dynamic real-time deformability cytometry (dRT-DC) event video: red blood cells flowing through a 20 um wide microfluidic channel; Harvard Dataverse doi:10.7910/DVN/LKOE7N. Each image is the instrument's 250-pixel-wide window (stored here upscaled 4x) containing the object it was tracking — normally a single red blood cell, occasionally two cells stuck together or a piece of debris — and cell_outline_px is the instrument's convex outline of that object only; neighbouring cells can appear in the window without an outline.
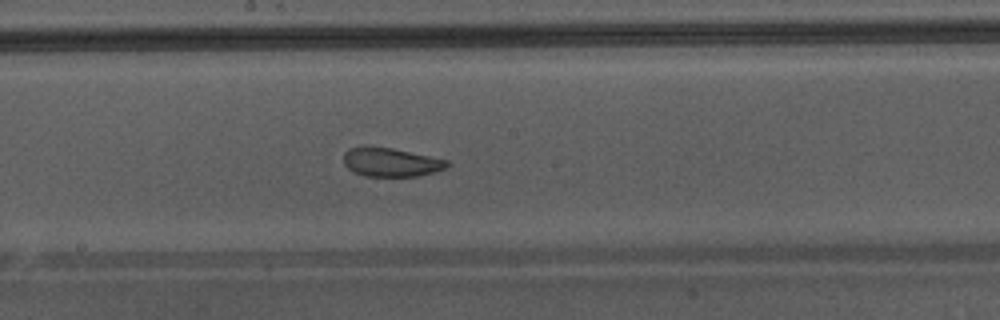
{"species": "Egyptian fruit bat (a non-hibernating species)", "species_latin": "Rousettus aegyptiacus", "temperature_condition": "warm", "stored_images_in_passage": 49, "camera_frame_rate_fps": 3000, "um_per_image_px": 0.085, "animal": {"sex": "male"}, "frame": {"image": 1, "passage_image": 28, "time_ms": 9.0, "image_size_px": [1000, 320], "cell_outline_px": [[452, 164], [448, 168], [436, 172], [416, 176], [364, 176], [352, 172], [344, 164], [344, 152], [348, 148], [364, 144], [392, 148], [448, 160]], "centroid_in_image_um": [33.21, 13.77], "position_along_channel_um": 215.0, "area_um2": 17.86}, "authors_computed_cell_mechanics": {"area_um2": 22.1952, "velocity_mm_per_s": 4.3235, "shape_relaxation_time_tau1_ms": 6.9563, "shape_relaxation_time_tau2_ms": 1.0289, "deformation_change_tau1": 0.1456, "deformation_change_tau2": 0.0697}}